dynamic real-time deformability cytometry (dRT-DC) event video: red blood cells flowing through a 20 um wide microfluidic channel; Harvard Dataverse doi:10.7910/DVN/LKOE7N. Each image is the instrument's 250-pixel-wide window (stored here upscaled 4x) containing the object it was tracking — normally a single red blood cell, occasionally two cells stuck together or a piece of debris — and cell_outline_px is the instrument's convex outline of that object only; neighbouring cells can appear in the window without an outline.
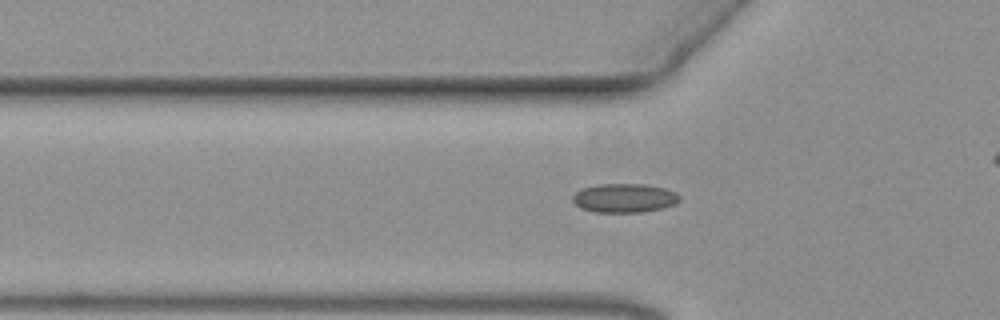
{"species": "common noctule bat (a hibernating species)", "species_latin": "Nyctalus noctula", "temperature_condition": "warm", "stored_images_in_passage": 35, "camera_frame_rate_fps": 3000, "um_per_image_px": 0.085, "animal": {"sex": "female", "body_mass_g": 19.3, "forearm_length_mm": 54.1}, "frame": {"image": 1, "passage_image": 3, "time_ms": 0.667, "image_size_px": [1000, 320], "cell_outline_px": [[680, 200], [676, 204], [664, 208], [644, 212], [596, 212], [580, 208], [572, 200], [572, 196], [576, 192], [584, 188], [600, 184], [644, 184], [664, 188], [676, 192], [680, 196]], "centroid_in_image_um": [53.11, 16.84], "position_along_channel_um": 72.7, "area_um2": 18.09}}
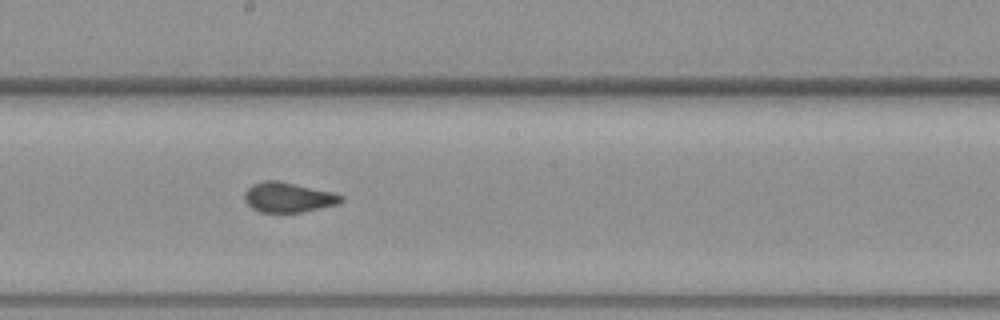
{"frame": {"image": 2, "passage_image": 16, "time_ms": 5.0, "image_size_px": [1000, 320], "cell_outline_px": [[344, 200], [340, 204], [304, 212], [260, 212], [252, 208], [244, 200], [244, 192], [252, 184], [264, 180], [276, 180], [332, 192], [344, 196]], "centroid_in_image_um": [24.51, 16.78], "position_along_channel_um": 223.7, "area_um2": 16.94}}
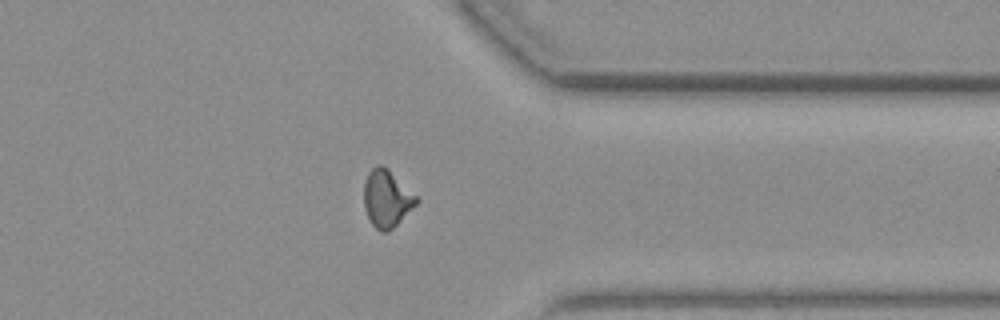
{"frame": {"image": 3, "passage_image": 30, "time_ms": 9.667, "image_size_px": [1000, 320], "cell_outline_px": [[420, 200], [388, 232], [380, 232], [372, 224], [364, 208], [364, 184], [368, 172], [376, 164], [380, 164], [416, 196]], "centroid_in_image_um": [32.83, 16.9], "position_along_channel_um": 378.6, "area_um2": 16.88}}